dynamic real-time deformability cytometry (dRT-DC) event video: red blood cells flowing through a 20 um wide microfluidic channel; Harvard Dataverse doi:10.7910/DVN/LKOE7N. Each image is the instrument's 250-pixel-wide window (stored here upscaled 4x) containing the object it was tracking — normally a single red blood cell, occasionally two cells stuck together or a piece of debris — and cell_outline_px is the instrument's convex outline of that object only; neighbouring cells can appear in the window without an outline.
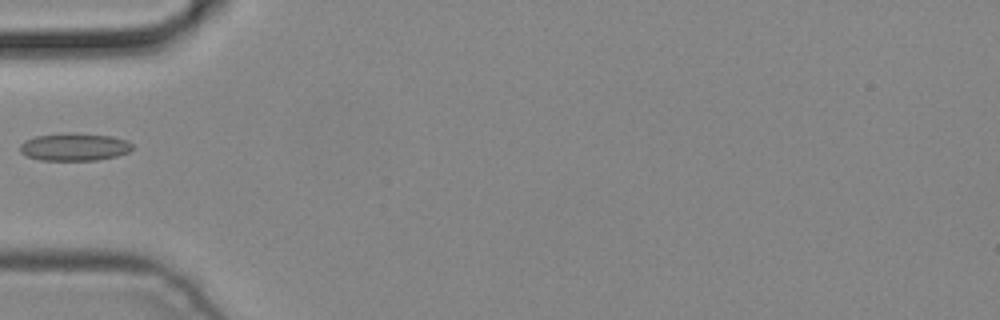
{"species": "common noctule bat (a hibernating species)", "species_latin": "Nyctalus noctula", "temperature_condition": "cold", "stored_images_in_passage": 2, "camera_frame_rate_fps": 3000, "um_per_image_px": 0.085, "animal": {"sex": "male", "body_mass_g": 19.2, "forearm_length_mm": 51.8}, "frame": {"image": 1, "passage_image": 2, "time_ms": 0.333, "image_size_px": [1000, 320], "cell_outline_px": [[132, 148], [128, 152], [116, 156], [96, 160], [40, 160], [28, 156], [20, 152], [20, 144], [36, 136], [64, 132], [72, 132], [112, 136], [128, 140], [132, 144]], "centroid_in_image_um": [6.34, 12.47], "position_along_channel_um": 78.7, "area_um2": 18.15}}